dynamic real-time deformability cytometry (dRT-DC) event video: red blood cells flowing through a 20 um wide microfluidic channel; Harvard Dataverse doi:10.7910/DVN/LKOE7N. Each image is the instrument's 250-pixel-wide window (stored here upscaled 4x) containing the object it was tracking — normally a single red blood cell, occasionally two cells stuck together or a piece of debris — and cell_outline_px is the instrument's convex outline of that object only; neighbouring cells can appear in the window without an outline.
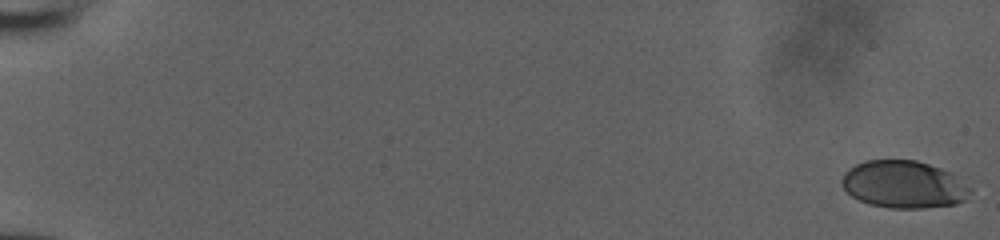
{"species": "human", "species_latin": "Homo sapiens", "temperature_condition": "room temperature", "stored_images_in_passage": 11, "camera_frame_rate_fps": 3000, "um_per_image_px": 0.085, "donor": {"sex": "male"}, "frame": {"image": 1, "passage_image": 1, "time_ms": 0.0, "image_size_px": [1000, 240], "cell_outline_px": [[972, 188], [964, 200], [956, 204], [924, 208], [892, 208], [872, 204], [860, 200], [852, 196], [840, 184], [840, 180], [844, 172], [848, 168], [864, 160], [916, 160], [952, 172]], "centroid_in_image_um": [76.81, 15.66], "position_along_channel_um": 8.2, "area_um2": 35.55}}